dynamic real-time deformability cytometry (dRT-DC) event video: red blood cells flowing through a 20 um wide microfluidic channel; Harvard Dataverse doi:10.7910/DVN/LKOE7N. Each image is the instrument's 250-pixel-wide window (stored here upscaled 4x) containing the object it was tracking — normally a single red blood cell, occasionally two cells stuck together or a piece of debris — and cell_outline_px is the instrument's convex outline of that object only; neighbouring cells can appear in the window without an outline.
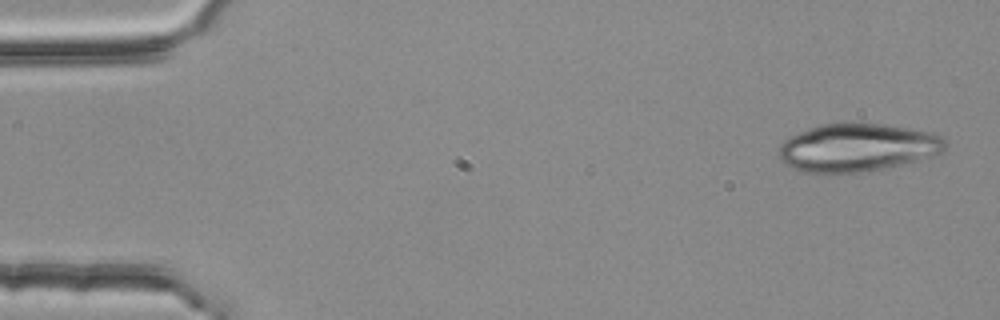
{"species": "common noctule bat (a hibernating species)", "species_latin": "Nyctalus noctula", "temperature_condition": "room temperature", "stored_images_in_passage": 5, "camera_frame_rate_fps": 3000, "um_per_image_px": 0.085, "animal": {"sex": "female", "body_mass_g": 25.1}, "frame": {"image": 1, "passage_image": 1, "time_ms": 0.0, "image_size_px": [1000, 320], "cell_outline_px": [[948, 144], [940, 152], [916, 160], [884, 168], [864, 172], [800, 172], [784, 164], [776, 152], [780, 144], [784, 140], [808, 128], [820, 124], [884, 124], [912, 128], [944, 136], [948, 140]], "centroid_in_image_um": [72.85, 12.54], "position_along_channel_um": 12.2, "area_um2": 46.3}}